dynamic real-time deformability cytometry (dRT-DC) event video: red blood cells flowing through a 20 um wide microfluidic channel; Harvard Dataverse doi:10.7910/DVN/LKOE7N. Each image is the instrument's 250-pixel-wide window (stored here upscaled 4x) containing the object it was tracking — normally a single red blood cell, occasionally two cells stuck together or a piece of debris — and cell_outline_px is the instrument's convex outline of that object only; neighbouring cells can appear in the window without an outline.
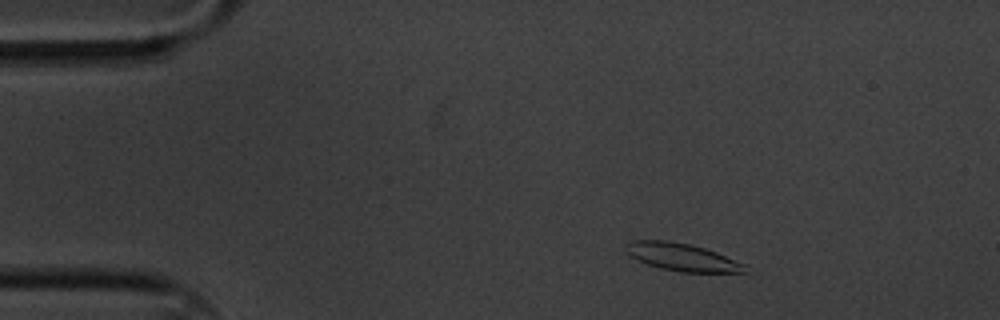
{"species": "common noctule bat (a hibernating species)", "species_latin": "Nyctalus noctula", "temperature_condition": "cold", "stored_images_in_passage": 52, "camera_frame_rate_fps": 3000, "um_per_image_px": 0.085, "animal": {"sex": "male", "body_mass_g": 20.1, "forearm_length_mm": 53.5}, "frame": {"image": 1, "passage_image": 6, "time_ms": 1.667, "image_size_px": [1000, 320], "cell_outline_px": [[748, 268], [744, 272], [680, 272], [660, 268], [648, 264], [628, 256], [624, 252], [624, 244], [632, 240], [668, 240], [692, 244], [716, 252], [748, 264]], "centroid_in_image_um": [57.95, 21.84], "position_along_channel_um": 27.1, "area_um2": 19.54}}
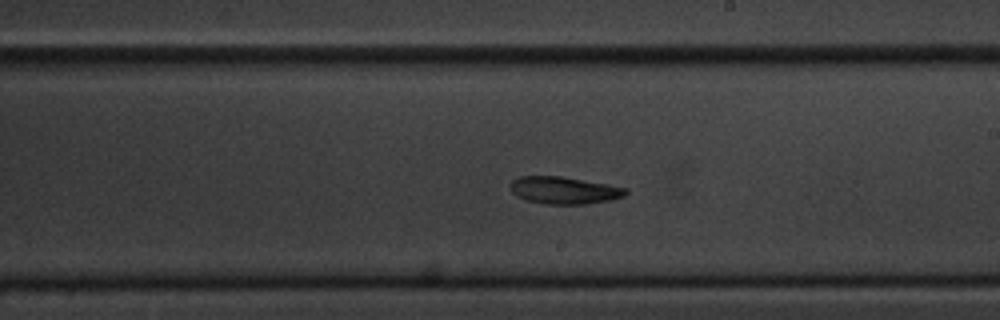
{"frame": {"image": 2, "passage_image": 31, "time_ms": 10.0, "image_size_px": [1000, 320], "cell_outline_px": [[628, 192], [624, 196], [608, 200], [588, 204], [544, 204], [524, 200], [516, 196], [512, 192], [508, 184], [512, 180], [520, 176], [560, 176], [608, 184], [628, 188]], "centroid_in_image_um": [47.91, 16.18], "position_along_channel_um": 241.1, "area_um2": 18.5}}
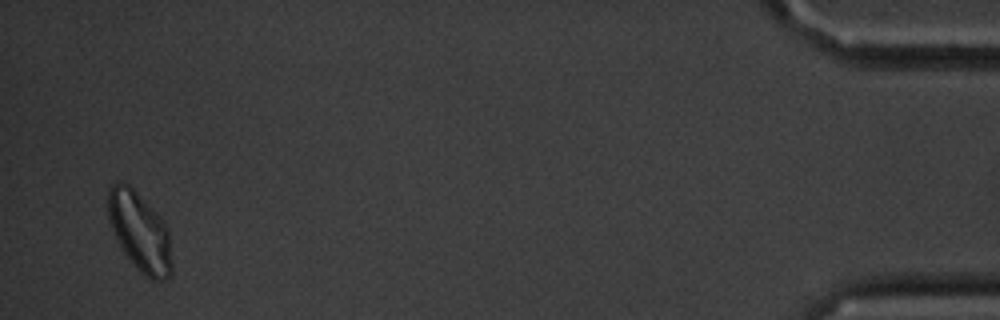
{"frame": {"image": 3, "passage_image": 52, "time_ms": 17.0, "image_size_px": [1000, 320], "cell_outline_px": [[172, 272], [164, 280], [152, 280], [144, 276], [140, 272], [120, 248], [108, 220], [108, 188], [116, 180], [120, 180], [128, 184], [160, 216], [168, 228], [172, 264]], "centroid_in_image_um": [11.86, 19.7], "position_along_channel_um": 423.3, "area_um2": 29.54}, "authors_computed_cell_mechanics": {"area_um2": 19.2763, "velocity_mm_per_s": 3.2954, "shape_relaxation_time_tau1_ms": 9.1937, "shape_relaxation_time_tau2_ms": null, "deformation_change_tau1": 0.1821, "deformation_change_tau2": null}}